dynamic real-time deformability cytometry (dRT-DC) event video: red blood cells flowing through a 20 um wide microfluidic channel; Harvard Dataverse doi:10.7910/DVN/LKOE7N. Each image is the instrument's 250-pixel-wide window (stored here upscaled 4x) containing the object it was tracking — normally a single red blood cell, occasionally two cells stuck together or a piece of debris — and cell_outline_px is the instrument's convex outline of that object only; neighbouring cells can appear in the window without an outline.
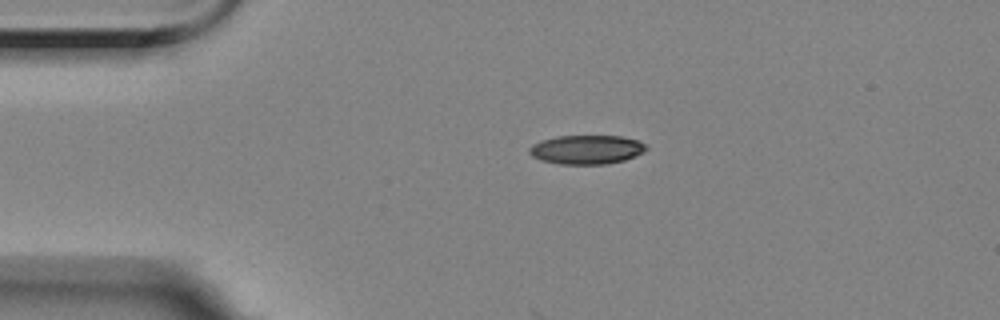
{"species": "Egyptian fruit bat (a non-hibernating species)", "species_latin": "Rousettus aegyptiacus", "temperature_condition": "room temperature", "stored_images_in_passage": 22, "camera_frame_rate_fps": 3000, "um_per_image_px": 0.085, "animal": {"sex": "female"}, "frame": {"image": 1, "passage_image": 1, "time_ms": 0.0, "image_size_px": [1000, 320], "cell_outline_px": [[648, 148], [644, 152], [636, 156], [624, 160], [608, 164], [560, 164], [540, 160], [532, 156], [528, 152], [528, 148], [532, 144], [544, 140], [560, 136], [620, 136], [636, 140], [644, 144]], "centroid_in_image_um": [49.86, 12.72], "position_along_channel_um": 35.1, "area_um2": 19.71}}
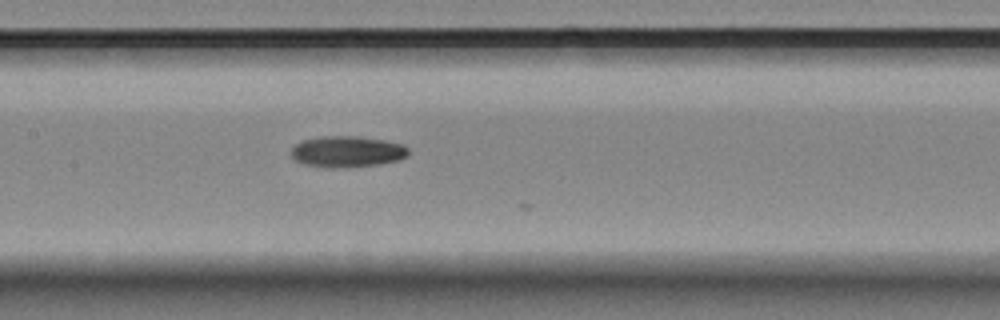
{"frame": {"image": 2, "passage_image": 16, "time_ms": 5.0, "image_size_px": [1000, 320], "cell_outline_px": [[408, 156], [400, 160], [380, 164], [332, 168], [304, 164], [296, 160], [292, 156], [292, 148], [300, 140], [320, 136], [356, 136], [384, 140], [404, 144], [408, 148]], "centroid_in_image_um": [29.53, 12.87], "position_along_channel_um": 177.9, "area_um2": 21.33}}
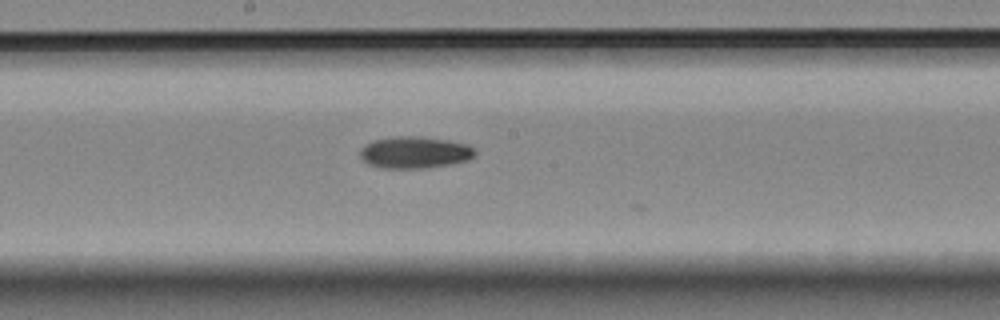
{"frame": {"image": 3, "passage_image": 19, "time_ms": 6.0, "image_size_px": [1000, 320], "cell_outline_px": [[476, 152], [468, 160], [448, 164], [424, 168], [384, 168], [368, 164], [360, 156], [360, 148], [372, 140], [396, 136], [420, 136], [448, 140], [468, 144]], "centroid_in_image_um": [35.22, 12.94], "position_along_channel_um": 213.0, "area_um2": 21.21}}